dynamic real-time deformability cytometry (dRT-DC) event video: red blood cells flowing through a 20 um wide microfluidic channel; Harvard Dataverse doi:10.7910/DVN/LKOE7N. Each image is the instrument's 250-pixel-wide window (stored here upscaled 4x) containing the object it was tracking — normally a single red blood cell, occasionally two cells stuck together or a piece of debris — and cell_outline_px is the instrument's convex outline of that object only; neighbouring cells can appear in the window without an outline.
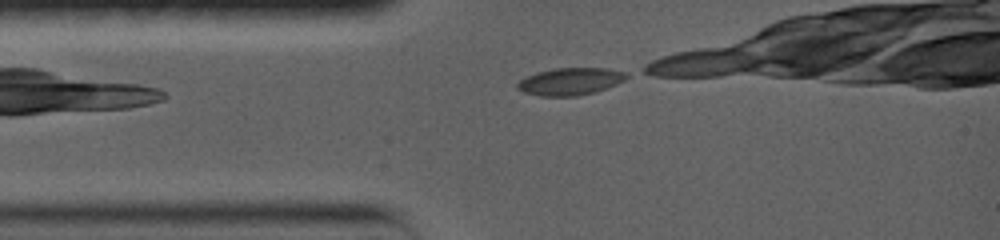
{"species": "common noctule bat (a hibernating species)", "species_latin": "Nyctalus noctula", "temperature_condition": "warm", "stored_images_in_passage": 21, "camera_frame_rate_fps": 5000, "um_per_image_px": 0.085, "animal": {"sex": "female", "body_mass_g": 19.0, "forearm_length_mm": 56.7}, "frame": {"image": 1, "passage_image": 1, "time_ms": 0.0, "image_size_px": [1000, 240], "cell_outline_px": [[628, 76], [624, 80], [616, 84], [592, 92], [576, 96], [540, 96], [524, 92], [516, 88], [516, 84], [520, 80], [536, 72], [556, 68], [608, 68], [628, 72]], "centroid_in_image_um": [48.46, 6.91], "position_along_channel_um": 36.5, "area_um2": 17.22}}
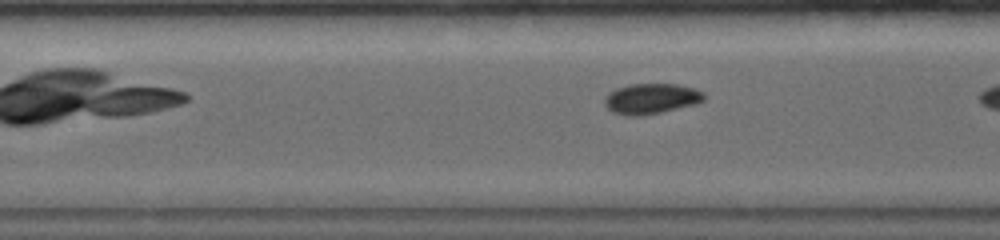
{"frame": {"image": 2, "passage_image": 12, "time_ms": 3.4, "image_size_px": [1000, 240], "cell_outline_px": [[704, 100], [696, 104], [660, 112], [640, 116], [628, 116], [612, 112], [604, 104], [604, 100], [608, 92], [616, 88], [628, 84], [676, 84], [692, 88], [704, 92]], "centroid_in_image_um": [55.32, 8.38], "position_along_channel_um": 152.1, "area_um2": 17.63}}